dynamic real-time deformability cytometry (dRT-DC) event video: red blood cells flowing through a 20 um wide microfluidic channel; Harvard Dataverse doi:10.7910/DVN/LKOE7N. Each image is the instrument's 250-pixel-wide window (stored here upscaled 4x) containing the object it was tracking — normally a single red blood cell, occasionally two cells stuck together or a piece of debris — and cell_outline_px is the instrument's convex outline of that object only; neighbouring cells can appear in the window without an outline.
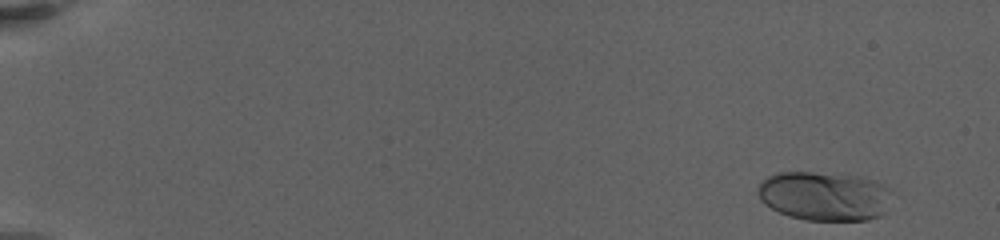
{"species": "human", "species_latin": "Homo sapiens", "temperature_condition": "warm", "stored_images_in_passage": 47, "camera_frame_rate_fps": 3000, "um_per_image_px": 0.085, "donor": {"sex": "female"}, "frame": {"image": 1, "passage_image": 1, "time_ms": 0.0, "image_size_px": [1000, 240], "cell_outline_px": [[892, 192], [884, 212], [880, 216], [868, 220], [804, 220], [788, 216], [764, 204], [760, 200], [756, 192], [756, 188], [768, 176], [776, 172], [812, 172], [860, 176], [876, 180], [884, 184]], "centroid_in_image_um": [70.06, 16.66], "position_along_channel_um": 14.9, "area_um2": 38.73}}
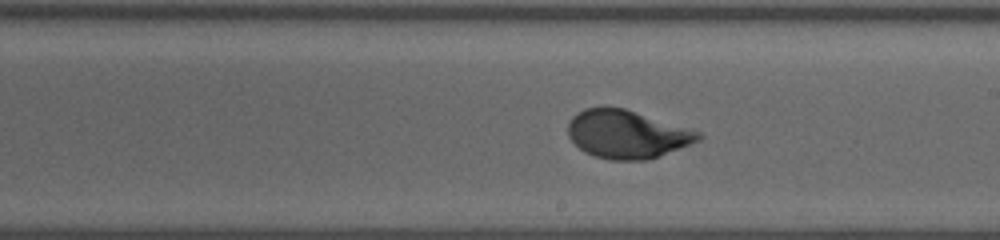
{"frame": {"image": 2, "passage_image": 27, "time_ms": 12.333, "image_size_px": [1000, 240], "cell_outline_px": [[704, 136], [700, 140], [680, 148], [648, 160], [612, 160], [596, 156], [584, 152], [568, 136], [568, 124], [572, 116], [576, 112], [584, 108], [624, 108], [700, 132]], "centroid_in_image_um": [53.28, 11.42], "position_along_channel_um": 235.7, "area_um2": 36.18}}
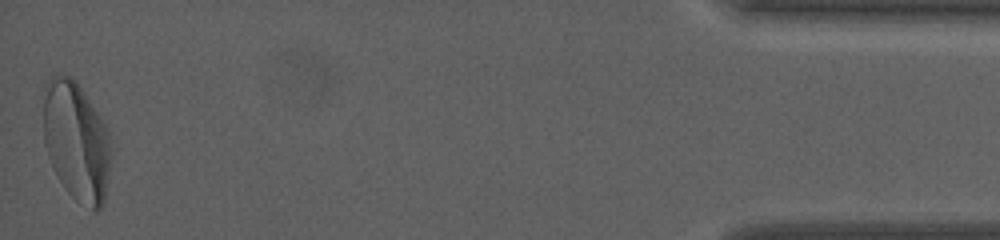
{"frame": {"image": 3, "passage_image": 47, "time_ms": 21.0, "image_size_px": [1000, 240], "cell_outline_px": [[112, 152], [104, 200], [100, 208], [96, 212], [92, 212], [76, 200], [68, 192], [60, 180], [48, 156], [44, 140], [44, 88], [48, 80], [52, 76], [72, 76], [104, 124], [108, 132], [112, 148]], "centroid_in_image_um": [6.5, 12.05], "position_along_channel_um": 428.7, "area_um2": 46.47}, "authors_computed_cell_mechanics": {"area_um2": 36.6452, "velocity_mm_per_s": 3.1247, "shape_relaxation_time_tau1_ms": 4.6232, "shape_relaxation_time_tau2_ms": null, "deformation_change_tau1": 0.2143, "deformation_change_tau2": null}}